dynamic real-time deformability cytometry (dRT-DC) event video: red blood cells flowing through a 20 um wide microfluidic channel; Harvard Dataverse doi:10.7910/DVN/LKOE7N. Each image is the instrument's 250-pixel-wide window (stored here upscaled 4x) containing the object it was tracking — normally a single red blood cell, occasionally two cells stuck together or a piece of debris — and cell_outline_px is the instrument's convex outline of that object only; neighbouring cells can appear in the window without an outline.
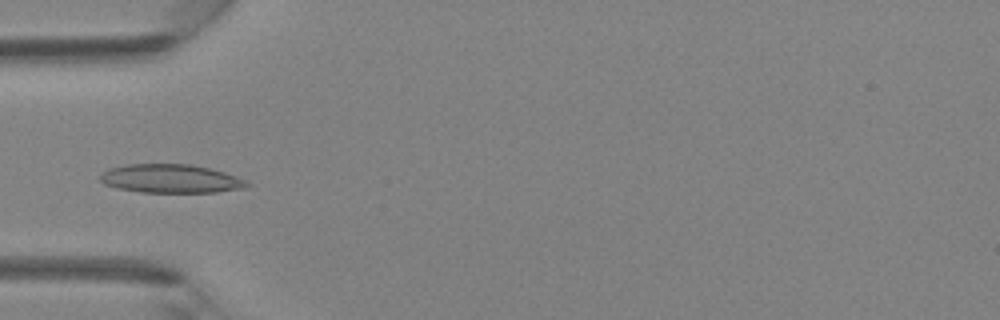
{"species": "Egyptian fruit bat (a non-hibernating species)", "species_latin": "Rousettus aegyptiacus", "temperature_condition": "room temperature", "stored_images_in_passage": 34, "camera_frame_rate_fps": 3000, "um_per_image_px": 0.085, "animal": {"sex": "female"}, "frame": {"image": 1, "passage_image": 6, "time_ms": 1.667, "image_size_px": [1000, 320], "cell_outline_px": [[252, 184], [244, 188], [216, 192], [140, 192], [116, 188], [104, 184], [100, 180], [100, 176], [108, 168], [128, 164], [192, 164], [224, 172], [236, 176]], "centroid_in_image_um": [14.5, 15.18], "position_along_channel_um": 70.5, "area_um2": 24.45}}
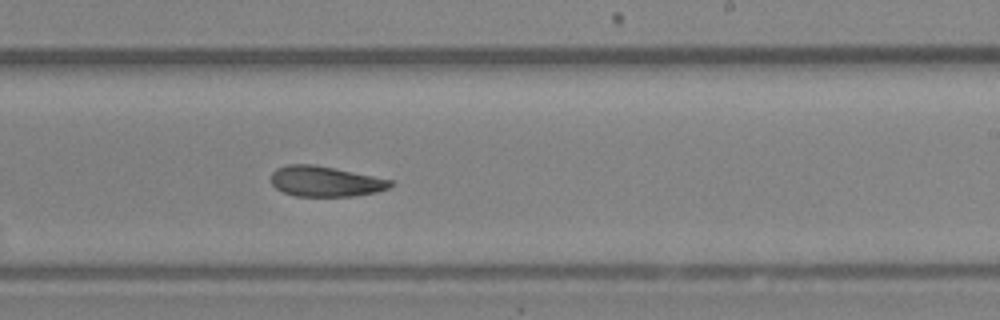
{"frame": {"image": 2, "passage_image": 18, "time_ms": 5.667, "image_size_px": [1000, 320], "cell_outline_px": [[392, 184], [388, 188], [376, 192], [356, 196], [296, 196], [284, 192], [276, 188], [272, 184], [272, 172], [276, 168], [288, 164], [312, 164], [392, 180]], "centroid_in_image_um": [27.62, 15.42], "position_along_channel_um": 261.4, "area_um2": 20.87}}
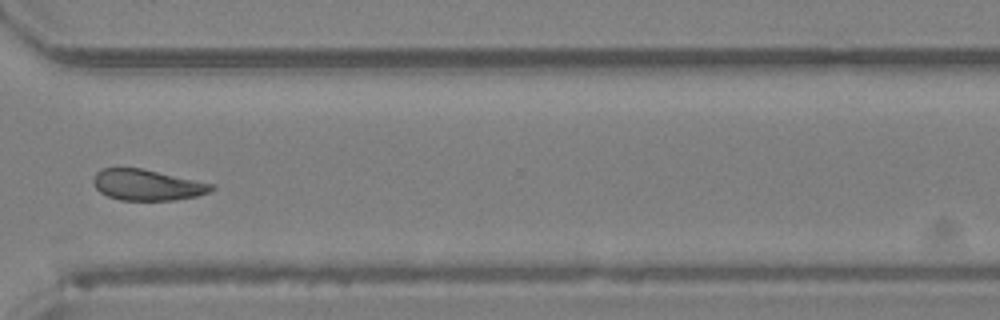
{"frame": {"image": 3, "passage_image": 24, "time_ms": 7.667, "image_size_px": [1000, 320], "cell_outline_px": [[216, 188], [208, 192], [196, 196], [176, 200], [120, 200], [108, 196], [100, 192], [92, 184], [92, 176], [100, 168], [116, 164], [140, 168], [216, 184]], "centroid_in_image_um": [12.43, 15.67], "position_along_channel_um": 358.2, "area_um2": 22.02}}